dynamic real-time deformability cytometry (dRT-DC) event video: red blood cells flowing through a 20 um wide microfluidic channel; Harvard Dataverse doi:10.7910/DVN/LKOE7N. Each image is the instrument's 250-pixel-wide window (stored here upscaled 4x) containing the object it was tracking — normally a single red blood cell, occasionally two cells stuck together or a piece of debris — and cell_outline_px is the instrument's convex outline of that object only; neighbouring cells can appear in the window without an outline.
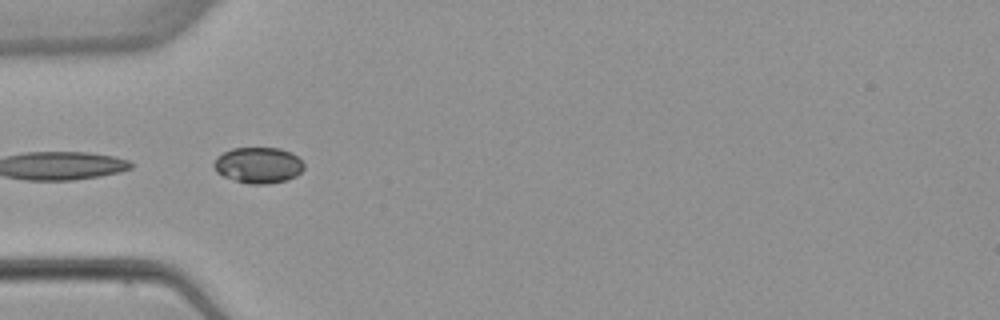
{"species": "common noctule bat (a hibernating species)", "species_latin": "Nyctalus noctula", "temperature_condition": "warm", "stored_images_in_passage": 7, "segment_of_instrument_passage": [2, 2], "camera_frame_rate_fps": 3000, "um_per_image_px": 0.085, "animal": {"sex": "female", "body_mass_g": 22.7, "forearm_length_mm": 54.2}, "frame": {"image": 1, "passage_image": 5, "time_ms": 5.0, "image_size_px": [1000, 320], "cell_outline_px": [[304, 168], [296, 176], [288, 180], [268, 184], [248, 184], [224, 176], [216, 172], [212, 164], [216, 156], [232, 148], [280, 148], [292, 152], [304, 164]], "centroid_in_image_um": [21.95, 14.04], "position_along_channel_um": 63.1, "area_um2": 19.02}}